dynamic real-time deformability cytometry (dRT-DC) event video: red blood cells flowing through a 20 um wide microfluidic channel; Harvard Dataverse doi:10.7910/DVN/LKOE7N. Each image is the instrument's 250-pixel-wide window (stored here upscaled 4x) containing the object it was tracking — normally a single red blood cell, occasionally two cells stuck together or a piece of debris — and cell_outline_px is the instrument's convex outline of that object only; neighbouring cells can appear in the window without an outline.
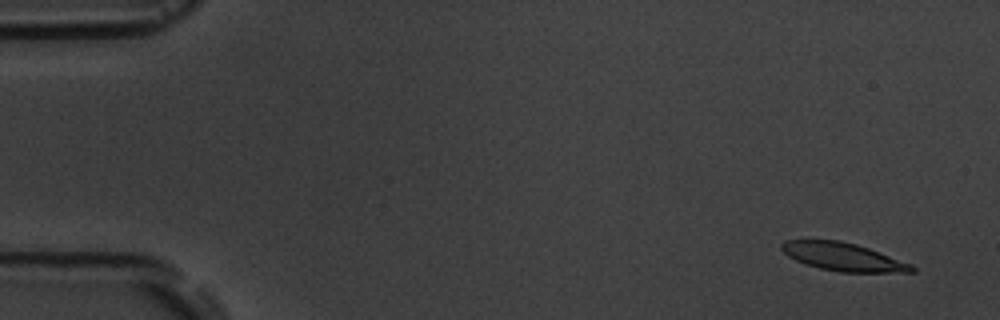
{"species": "common noctule bat (a hibernating species)", "species_latin": "Nyctalus noctula", "temperature_condition": "room temperature", "stored_images_in_passage": 6, "camera_frame_rate_fps": 3000, "um_per_image_px": 0.085, "animal": {"sex": "male", "body_mass_g": 19.5, "forearm_length_mm": 54.6}, "frame": {"image": 1, "passage_image": 1, "time_ms": 0.0, "image_size_px": [1000, 320], "cell_outline_px": [[916, 272], [840, 272], [820, 268], [796, 260], [788, 256], [780, 248], [780, 244], [784, 240], [840, 240], [856, 244], [868, 248], [912, 264], [916, 268]], "centroid_in_image_um": [71.67, 21.82], "position_along_channel_um": 13.3, "area_um2": 21.15}}
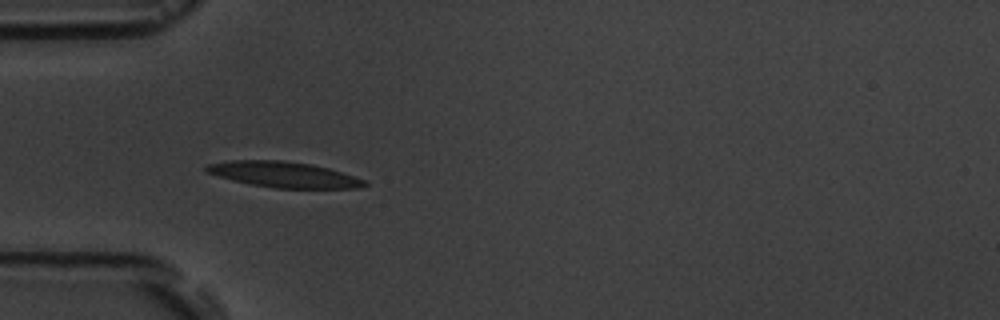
{"frame": {"image": 2, "passage_image": 5, "time_ms": 4.667, "image_size_px": [1000, 320], "cell_outline_px": [[368, 184], [360, 188], [276, 188], [252, 184], [232, 180], [204, 172], [204, 168], [208, 164], [228, 160], [284, 160], [312, 164], [328, 168], [368, 180]], "centroid_in_image_um": [24.13, 14.83], "position_along_channel_um": 60.9, "area_um2": 23.81}}
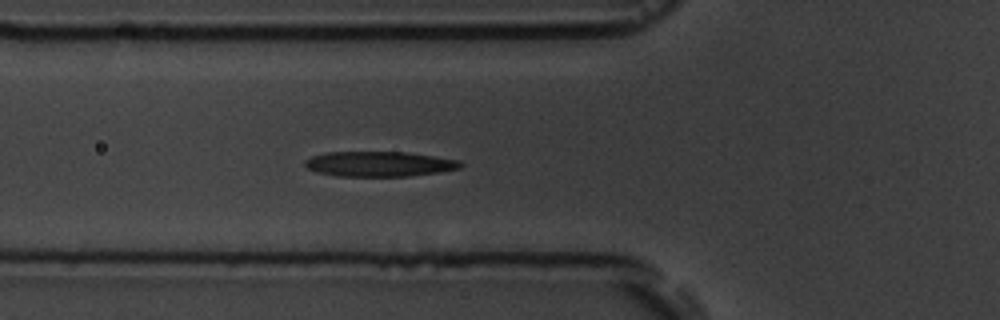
{"frame": {"image": 3, "passage_image": 6, "time_ms": 5.667, "image_size_px": [1000, 320], "cell_outline_px": [[464, 164], [460, 168], [440, 172], [408, 176], [336, 176], [320, 172], [308, 168], [304, 164], [304, 160], [312, 156], [324, 152], [404, 152], [460, 160]], "centroid_in_image_um": [32.24, 13.93], "position_along_channel_um": 93.6, "area_um2": 22.66}}